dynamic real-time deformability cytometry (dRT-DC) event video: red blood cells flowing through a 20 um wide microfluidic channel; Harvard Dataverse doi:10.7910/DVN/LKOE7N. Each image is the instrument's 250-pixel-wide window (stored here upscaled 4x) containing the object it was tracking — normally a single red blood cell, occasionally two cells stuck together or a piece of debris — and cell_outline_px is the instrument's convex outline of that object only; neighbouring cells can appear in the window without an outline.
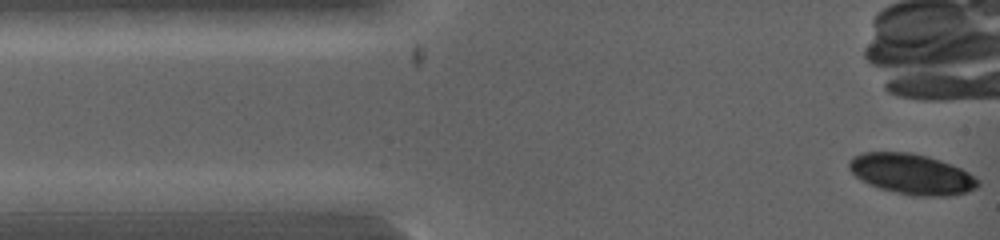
{"species": "common noctule bat (a hibernating species)", "species_latin": "Nyctalus noctula", "temperature_condition": "warm", "stored_images_in_passage": 5, "camera_frame_rate_fps": 5000, "um_per_image_px": 0.085, "animal": {"sex": "female", "body_mass_g": 19.0, "forearm_length_mm": 53.3}, "frame": {"image": 1, "passage_image": 1, "time_ms": 0.0, "image_size_px": [1000, 240], "cell_outline_px": [[980, 184], [976, 188], [968, 192], [952, 196], [912, 196], [880, 188], [868, 184], [860, 180], [848, 168], [848, 160], [852, 156], [864, 152], [912, 152], [928, 156], [940, 160], [960, 168], [968, 172], [980, 180]], "centroid_in_image_um": [77.49, 14.79], "position_along_channel_um": 7.5, "area_um2": 30.63}}